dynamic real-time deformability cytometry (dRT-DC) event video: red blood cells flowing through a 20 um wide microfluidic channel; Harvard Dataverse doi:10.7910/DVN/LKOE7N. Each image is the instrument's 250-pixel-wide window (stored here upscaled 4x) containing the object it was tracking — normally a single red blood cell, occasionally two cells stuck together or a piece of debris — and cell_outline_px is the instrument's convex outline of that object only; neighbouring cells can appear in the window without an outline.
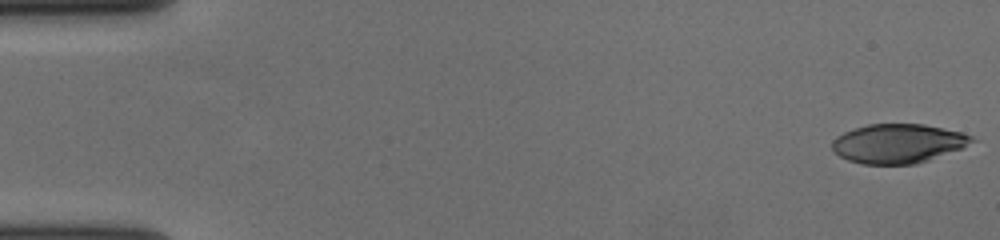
{"species": "human", "species_latin": "Homo sapiens", "temperature_condition": "cold", "stored_images_in_passage": 58, "camera_frame_rate_fps": 3000, "um_per_image_px": 0.085, "donor": {"sex": "female"}, "frame": {"image": 1, "passage_image": 1, "time_ms": 0.0, "image_size_px": [1000, 240], "cell_outline_px": [[980, 140], [960, 148], [928, 160], [916, 164], [860, 164], [848, 160], [840, 156], [832, 148], [832, 140], [836, 136], [844, 132], [868, 124], [924, 124], [960, 132], [972, 136]], "centroid_in_image_um": [76.33, 12.2], "position_along_channel_um": 8.7, "area_um2": 31.79}}
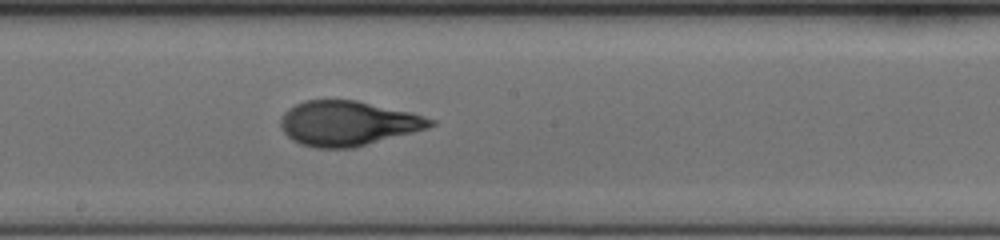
{"frame": {"image": 2, "passage_image": 32, "time_ms": 10.333, "image_size_px": [1000, 240], "cell_outline_px": [[436, 124], [428, 128], [352, 148], [316, 148], [300, 144], [292, 140], [284, 132], [280, 124], [280, 120], [284, 112], [288, 108], [304, 100], [356, 100], [412, 112], [436, 120]], "centroid_in_image_um": [29.56, 10.48], "position_along_channel_um": 218.6, "area_um2": 39.07}}
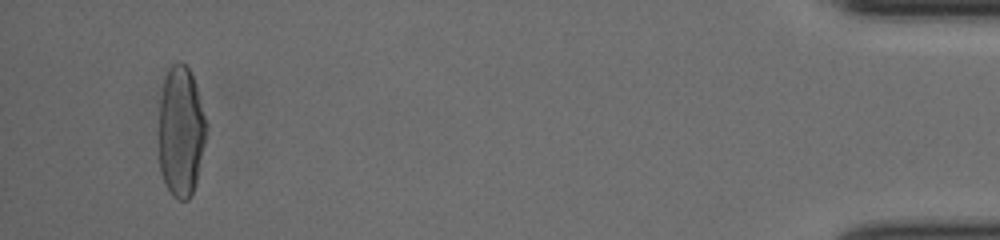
{"frame": {"image": 3, "passage_image": 55, "time_ms": 18.0, "image_size_px": [1000, 240], "cell_outline_px": [[208, 124], [196, 184], [188, 200], [176, 200], [172, 196], [160, 172], [160, 100], [164, 80], [168, 68], [172, 64], [180, 60], [188, 68], [192, 76]], "centroid_in_image_um": [15.39, 11.19], "position_along_channel_um": 419.8, "area_um2": 35.89}, "authors_computed_cell_mechanics": {"area_um2": 37.57, "velocity_mm_per_s": 3.6276, "shape_relaxation_time_tau1_ms": 4.2779, "shape_relaxation_time_tau2_ms": 1.1041, "deformation_change_tau1": 0.2232, "deformation_change_tau2": 0.0749}}